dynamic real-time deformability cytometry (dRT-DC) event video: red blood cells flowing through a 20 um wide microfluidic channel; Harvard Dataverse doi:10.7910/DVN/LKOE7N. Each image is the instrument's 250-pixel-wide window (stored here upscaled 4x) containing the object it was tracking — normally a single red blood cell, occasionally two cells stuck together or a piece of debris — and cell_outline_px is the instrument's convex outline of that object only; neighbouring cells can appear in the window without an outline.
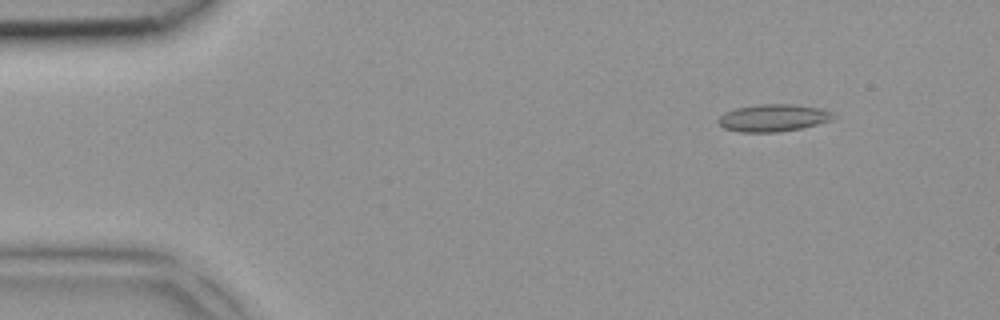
{"species": "common noctule bat (a hibernating species)", "species_latin": "Nyctalus noctula", "temperature_condition": "room temperature", "stored_images_in_passage": 5, "segment_of_instrument_passage": [2, 2], "camera_frame_rate_fps": 3000, "um_per_image_px": 0.085, "animal": {"sex": "female", "body_mass_g": 18.4}, "frame": {"image": 1, "passage_image": 5, "time_ms": 1.333, "image_size_px": [1000, 320], "cell_outline_px": [[836, 116], [832, 120], [800, 128], [776, 132], [740, 132], [724, 128], [716, 120], [720, 116], [736, 108], [756, 104], [792, 104], [820, 108], [832, 112]], "centroid_in_image_um": [65.73, 10.01], "position_along_channel_um": 19.3, "area_um2": 18.15}}